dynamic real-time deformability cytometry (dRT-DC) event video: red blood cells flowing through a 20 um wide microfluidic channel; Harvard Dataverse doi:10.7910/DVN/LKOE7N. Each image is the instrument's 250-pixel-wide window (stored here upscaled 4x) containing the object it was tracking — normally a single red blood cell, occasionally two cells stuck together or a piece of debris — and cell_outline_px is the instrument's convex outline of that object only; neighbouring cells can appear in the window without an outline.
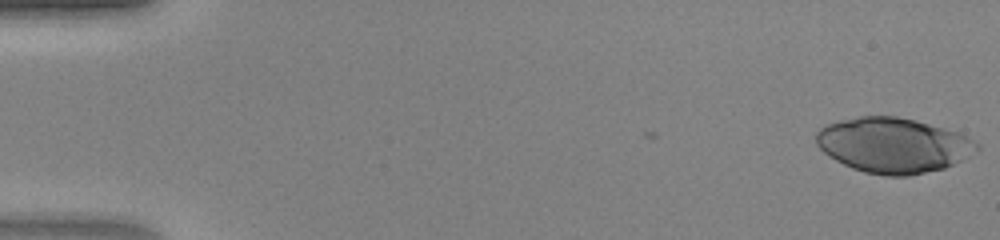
{"species": "human", "species_latin": "Homo sapiens", "temperature_condition": "warm", "stored_images_in_passage": 47, "camera_frame_rate_fps": 3000, "um_per_image_px": 0.085, "donor": {"sex": "female"}, "frame": {"image": 1, "passage_image": 1, "time_ms": 0.0, "image_size_px": [1000, 240], "cell_outline_px": [[980, 148], [960, 160], [944, 168], [908, 176], [884, 176], [864, 172], [852, 168], [836, 160], [824, 152], [816, 144], [816, 132], [824, 124], [840, 120], [860, 116], [896, 116], [916, 120], [960, 132], [968, 136], [980, 144]], "centroid_in_image_um": [75.92, 12.33], "position_along_channel_um": 9.1, "area_um2": 51.67}}
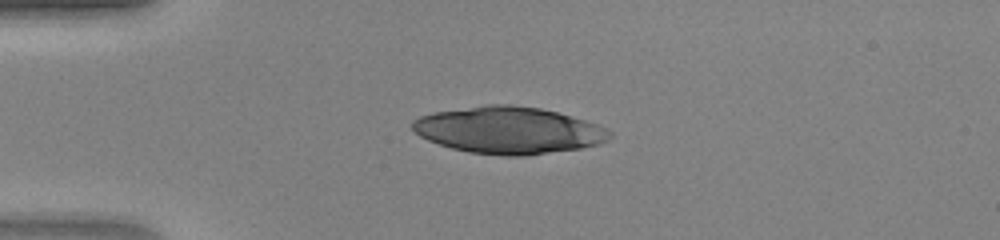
{"frame": {"image": 2, "passage_image": 12, "time_ms": 3.667, "image_size_px": [1000, 240], "cell_outline_px": [[612, 136], [596, 144], [580, 148], [524, 156], [504, 156], [468, 152], [452, 148], [428, 140], [420, 136], [412, 128], [412, 120], [420, 116], [432, 112], [488, 104], [508, 104], [540, 108], [572, 116], [608, 128], [612, 132]], "centroid_in_image_um": [43.21, 11.06], "position_along_channel_um": 41.8, "area_um2": 53.75}}
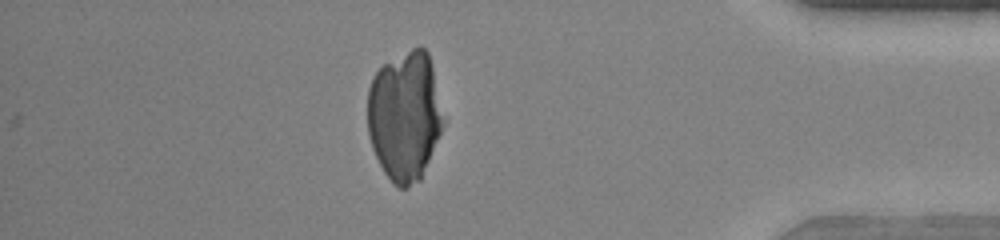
{"frame": {"image": 3, "passage_image": 41, "time_ms": 13.333, "image_size_px": [1000, 240], "cell_outline_px": [[444, 124], [420, 180], [408, 188], [400, 188], [392, 184], [384, 172], [372, 148], [368, 136], [368, 88], [372, 76], [384, 64], [412, 48], [424, 48], [428, 52], [432, 68]], "centroid_in_image_um": [34.37, 9.89], "position_along_channel_um": 400.8, "area_um2": 56.76}}